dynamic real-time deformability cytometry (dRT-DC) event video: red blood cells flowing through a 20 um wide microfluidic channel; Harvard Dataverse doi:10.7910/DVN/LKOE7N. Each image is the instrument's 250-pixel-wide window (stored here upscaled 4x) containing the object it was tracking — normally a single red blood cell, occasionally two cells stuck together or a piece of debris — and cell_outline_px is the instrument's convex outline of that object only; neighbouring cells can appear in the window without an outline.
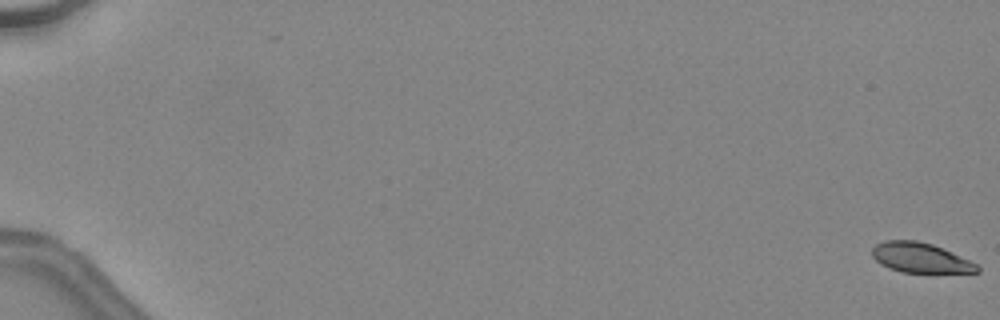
{"species": "common noctule bat (a hibernating species)", "species_latin": "Nyctalus noctula", "temperature_condition": "warm", "stored_images_in_passage": 49, "camera_frame_rate_fps": 3000, "um_per_image_px": 0.085, "animal": {"sex": "female", "body_mass_g": 24.6, "forearm_length_mm": 56.2}, "frame": {"image": 1, "passage_image": 1, "time_ms": 0.0, "image_size_px": [1000, 320], "cell_outline_px": [[980, 272], [900, 272], [888, 268], [880, 264], [872, 256], [872, 248], [876, 244], [884, 240], [916, 240], [932, 244], [968, 260], [976, 264], [980, 268]], "centroid_in_image_um": [78.17, 21.9], "position_along_channel_um": 6.8, "area_um2": 18.09}}
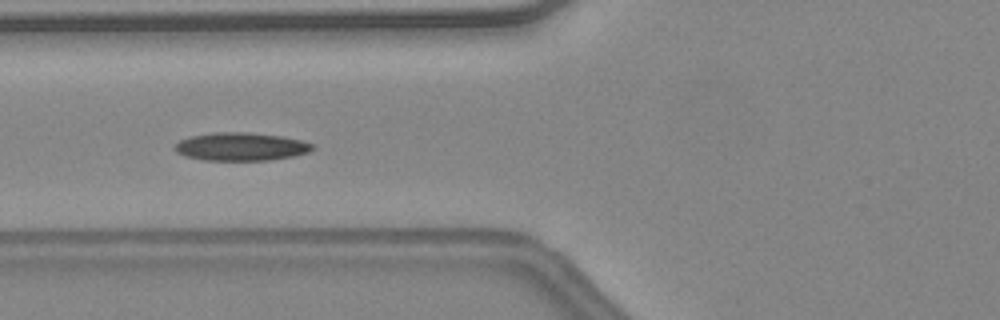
{"frame": {"image": 2, "passage_image": 22, "time_ms": 7.0, "image_size_px": [1000, 320], "cell_outline_px": [[316, 148], [308, 152], [296, 156], [272, 160], [204, 160], [184, 156], [176, 152], [172, 148], [180, 140], [192, 136], [212, 132], [248, 132], [280, 136], [300, 140], [312, 144]], "centroid_in_image_um": [20.47, 12.47], "position_along_channel_um": 105.3, "area_um2": 22.66}}
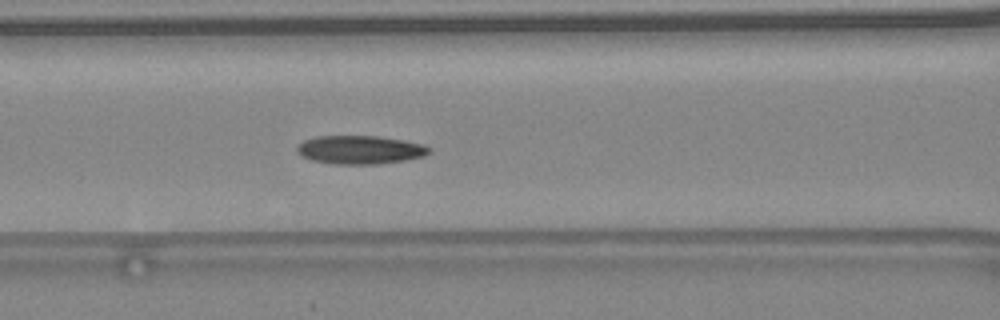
{"frame": {"image": 3, "passage_image": 24, "time_ms": 7.667, "image_size_px": [1000, 320], "cell_outline_px": [[432, 152], [424, 156], [404, 160], [380, 164], [332, 164], [312, 160], [300, 156], [296, 152], [296, 144], [304, 140], [316, 136], [376, 136], [404, 140], [424, 144], [432, 148]], "centroid_in_image_um": [30.59, 12.73], "position_along_channel_um": 136.0, "area_um2": 22.25}, "authors_computed_cell_mechanics": {"area_um2": 21.2704, "velocity_mm_per_s": 4.5268, "shape_relaxation_time_tau1_ms": 9.134, "shape_relaxation_time_tau2_ms": 2.4706, "deformation_change_tau1": 0.2133, "deformation_change_tau2": 0.0832}}